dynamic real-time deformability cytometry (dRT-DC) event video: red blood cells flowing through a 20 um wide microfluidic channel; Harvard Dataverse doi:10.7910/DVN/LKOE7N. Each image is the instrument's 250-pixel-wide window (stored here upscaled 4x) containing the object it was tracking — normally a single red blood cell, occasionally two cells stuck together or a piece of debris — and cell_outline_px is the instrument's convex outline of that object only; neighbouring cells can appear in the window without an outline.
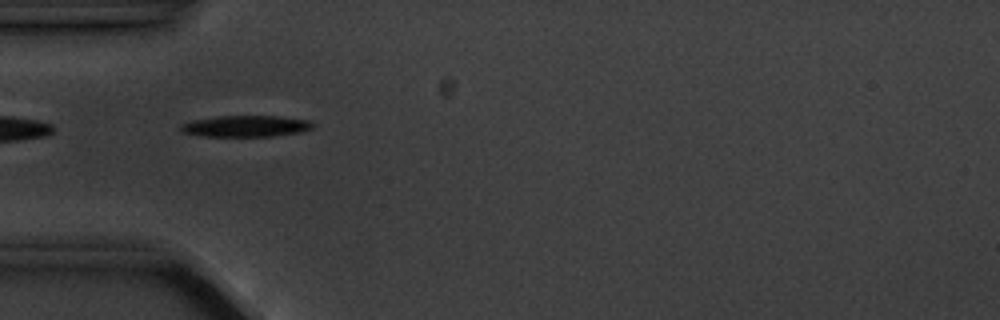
{"species": "common noctule bat (a hibernating species)", "species_latin": "Nyctalus noctula", "temperature_condition": "cold", "stored_images_in_passage": 2, "camera_frame_rate_fps": 3000, "um_per_image_px": 0.085, "animal": {"sex": "male", "body_mass_g": 20.1, "forearm_length_mm": 53.5}, "frame": {"image": 1, "passage_image": 1, "time_ms": 0.0, "image_size_px": [1000, 320], "cell_outline_px": [[316, 124], [312, 128], [300, 132], [272, 136], [204, 136], [180, 132], [180, 124], [192, 120], [220, 116], [276, 116], [308, 120]], "centroid_in_image_um": [20.87, 10.72], "position_along_channel_um": 64.1, "area_um2": 16.36}}